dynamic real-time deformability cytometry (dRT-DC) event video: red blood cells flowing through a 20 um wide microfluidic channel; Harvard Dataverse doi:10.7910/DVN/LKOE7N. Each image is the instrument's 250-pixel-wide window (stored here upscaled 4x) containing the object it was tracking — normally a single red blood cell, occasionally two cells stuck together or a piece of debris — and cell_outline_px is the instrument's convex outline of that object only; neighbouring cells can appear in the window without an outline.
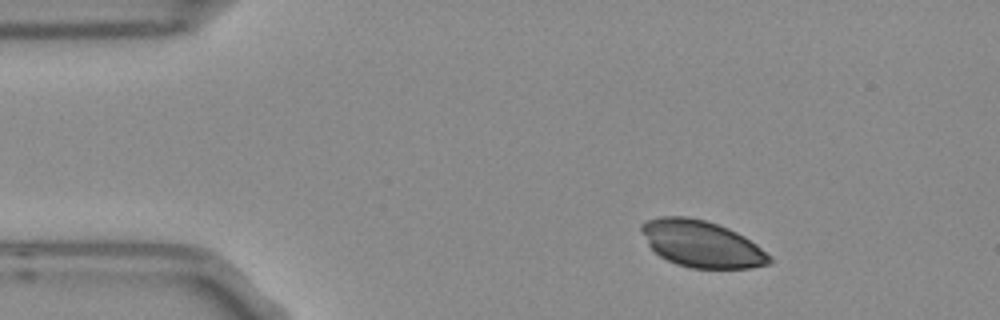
{"species": "Egyptian fruit bat (a non-hibernating species)", "species_latin": "Rousettus aegyptiacus", "temperature_condition": "room temperature", "stored_images_in_passage": 3, "camera_frame_rate_fps": 3000, "um_per_image_px": 0.085, "frame": {"image": 1, "passage_image": 1, "time_ms": 0.0, "image_size_px": [1000, 320], "cell_outline_px": [[772, 264], [748, 268], [692, 268], [676, 264], [660, 256], [648, 244], [640, 228], [640, 224], [648, 220], [660, 216], [684, 216], [704, 220], [728, 228], [744, 236], [756, 244], [772, 260]], "centroid_in_image_um": [59.62, 20.73], "position_along_channel_um": 25.4, "area_um2": 34.39}}